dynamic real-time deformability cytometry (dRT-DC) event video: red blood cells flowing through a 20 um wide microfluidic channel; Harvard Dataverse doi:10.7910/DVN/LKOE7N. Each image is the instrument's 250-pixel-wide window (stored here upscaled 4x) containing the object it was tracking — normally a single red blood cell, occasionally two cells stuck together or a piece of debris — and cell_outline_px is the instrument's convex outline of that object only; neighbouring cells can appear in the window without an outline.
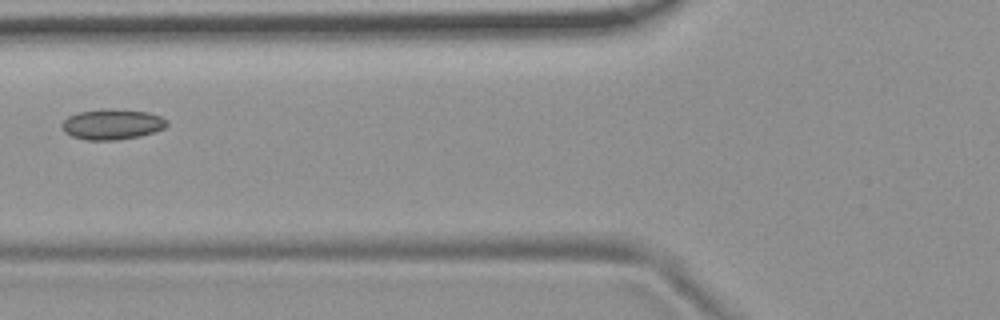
{"species": "common noctule bat (a hibernating species)", "species_latin": "Nyctalus noctula", "temperature_condition": "room temperature", "stored_images_in_passage": 4, "camera_frame_rate_fps": 3000, "um_per_image_px": 0.085, "animal": {"sex": "female", "body_mass_g": 19.9}, "frame": {"image": 1, "passage_image": 4, "time_ms": 1.0, "image_size_px": [1000, 320], "cell_outline_px": [[168, 124], [164, 128], [140, 136], [116, 140], [84, 140], [72, 136], [64, 132], [60, 124], [68, 116], [76, 112], [108, 108], [148, 112], [160, 116], [168, 120]], "centroid_in_image_um": [9.5, 10.56], "position_along_channel_um": 116.3, "area_um2": 18.79}}